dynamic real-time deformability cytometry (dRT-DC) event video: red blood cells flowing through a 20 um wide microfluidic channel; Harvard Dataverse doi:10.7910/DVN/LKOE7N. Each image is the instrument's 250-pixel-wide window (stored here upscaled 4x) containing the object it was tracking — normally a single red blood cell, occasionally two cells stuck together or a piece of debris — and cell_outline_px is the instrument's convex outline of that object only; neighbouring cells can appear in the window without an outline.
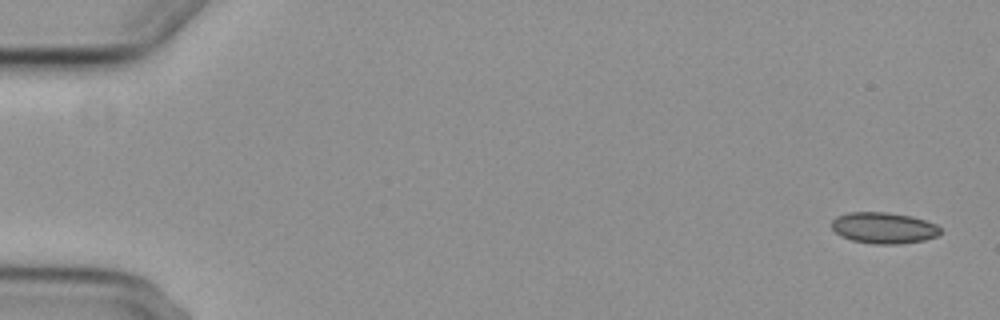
{"species": "common noctule bat (a hibernating species)", "species_latin": "Nyctalus noctula", "temperature_condition": "cold", "stored_images_in_passage": 6, "camera_frame_rate_fps": 3000, "um_per_image_px": 0.085, "animal": {"sex": "female", "body_mass_g": 29.2, "forearm_length_mm": 56.3}, "frame": {"image": 1, "passage_image": 1, "time_ms": 0.0, "image_size_px": [1000, 320], "cell_outline_px": [[940, 232], [936, 236], [924, 240], [896, 244], [872, 244], [852, 240], [836, 232], [832, 228], [832, 220], [836, 216], [848, 212], [888, 212], [912, 216], [936, 224], [940, 228]], "centroid_in_image_um": [75.11, 19.36], "position_along_channel_um": 9.9, "area_um2": 19.65}}
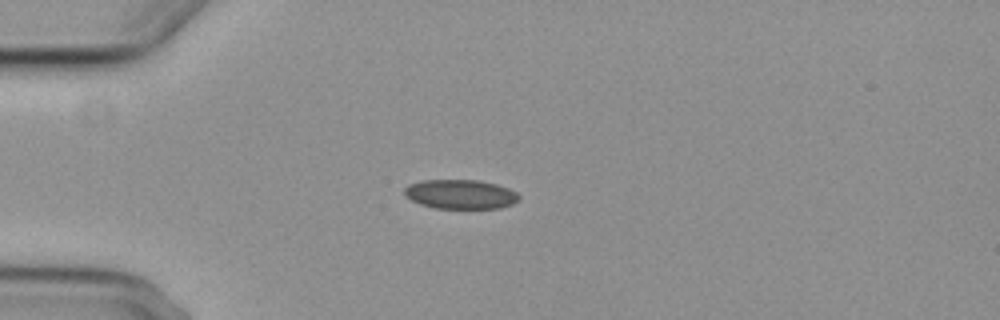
{"frame": {"image": 2, "passage_image": 4, "time_ms": 4.333, "image_size_px": [1000, 320], "cell_outline_px": [[520, 196], [512, 204], [500, 208], [436, 208], [420, 204], [404, 196], [404, 188], [408, 184], [420, 180], [480, 180], [496, 184], [508, 188], [516, 192]], "centroid_in_image_um": [39.1, 16.5], "position_along_channel_um": 45.9, "area_um2": 19.59}}
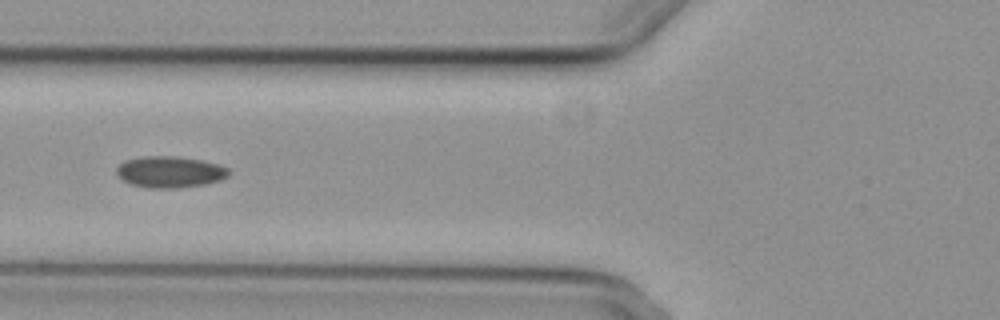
{"frame": {"image": 3, "passage_image": 6, "time_ms": 6.667, "image_size_px": [1000, 320], "cell_outline_px": [[232, 172], [228, 176], [220, 180], [204, 184], [180, 188], [148, 188], [132, 184], [116, 176], [116, 168], [124, 160], [144, 156], [176, 156], [204, 160], [228, 168]], "centroid_in_image_um": [14.44, 14.61], "position_along_channel_um": 111.4, "area_um2": 20.69}}